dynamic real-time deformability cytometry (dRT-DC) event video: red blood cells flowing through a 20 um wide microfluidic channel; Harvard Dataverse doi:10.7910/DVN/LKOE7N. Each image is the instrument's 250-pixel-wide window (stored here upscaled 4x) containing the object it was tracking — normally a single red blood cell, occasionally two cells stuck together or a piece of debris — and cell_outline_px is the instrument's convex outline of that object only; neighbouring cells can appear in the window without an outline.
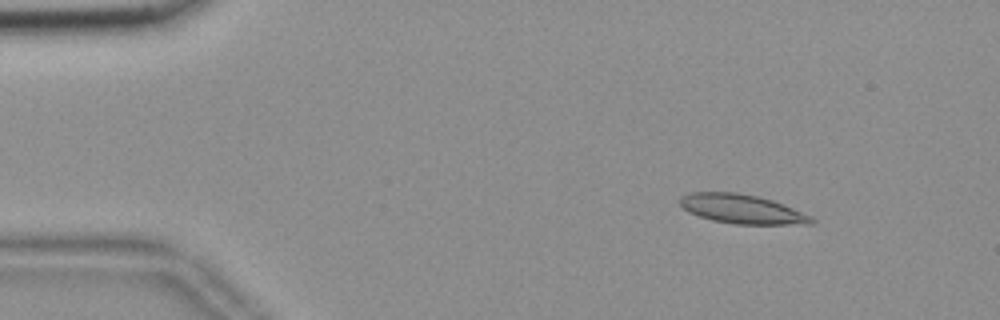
{"species": "common noctule bat (a hibernating species)", "species_latin": "Nyctalus noctula", "temperature_condition": "room temperature", "stored_images_in_passage": 55, "camera_frame_rate_fps": 3000, "um_per_image_px": 0.085, "animal": {"sex": "female", "body_mass_g": 18.4}, "frame": {"image": 1, "passage_image": 7, "time_ms": 2.0, "image_size_px": [1000, 320], "cell_outline_px": [[816, 220], [812, 224], [736, 224], [712, 220], [688, 212], [680, 204], [680, 196], [692, 192], [736, 192], [756, 196], [772, 200], [812, 216]], "centroid_in_image_um": [63.06, 17.77], "position_along_channel_um": 21.9, "area_um2": 22.2}}
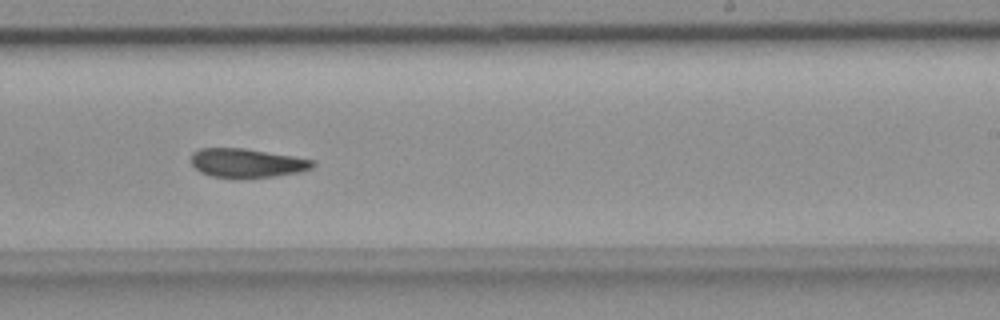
{"frame": {"image": 2, "passage_image": 34, "time_ms": 11.0, "image_size_px": [1000, 320], "cell_outline_px": [[316, 164], [312, 168], [300, 172], [276, 176], [236, 180], [212, 176], [200, 172], [192, 164], [192, 152], [200, 148], [244, 148], [292, 156], [312, 160]], "centroid_in_image_um": [20.97, 13.88], "position_along_channel_um": 268.0, "area_um2": 20.87}}
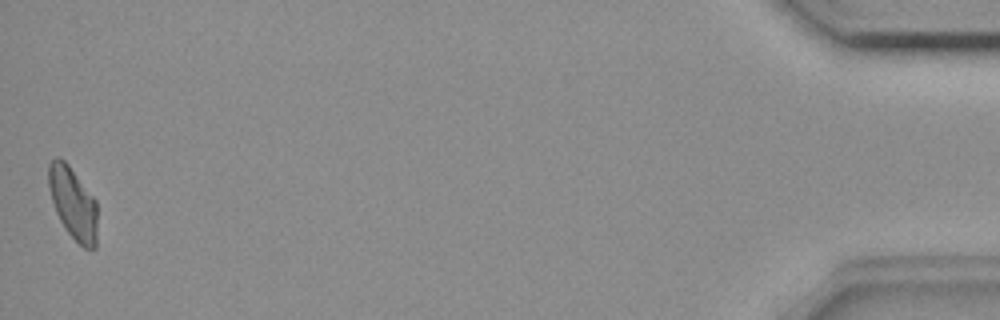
{"frame": {"image": 3, "passage_image": 55, "time_ms": 18.0, "image_size_px": [1000, 320], "cell_outline_px": [[96, 248], [84, 248], [64, 228], [56, 212], [52, 200], [48, 184], [48, 164], [56, 156], [64, 160], [68, 164], [96, 200]], "centroid_in_image_um": [6.19, 17.25], "position_along_channel_um": 429.0, "area_um2": 20.23}, "authors_computed_cell_mechanics": {"area_um2": 21.2126, "velocity_mm_per_s": 3.651, "shape_relaxation_time_tau1_ms": null, "shape_relaxation_time_tau2_ms": 3.4031, "deformation_change_tau1": null, "deformation_change_tau2": 0.0966}}